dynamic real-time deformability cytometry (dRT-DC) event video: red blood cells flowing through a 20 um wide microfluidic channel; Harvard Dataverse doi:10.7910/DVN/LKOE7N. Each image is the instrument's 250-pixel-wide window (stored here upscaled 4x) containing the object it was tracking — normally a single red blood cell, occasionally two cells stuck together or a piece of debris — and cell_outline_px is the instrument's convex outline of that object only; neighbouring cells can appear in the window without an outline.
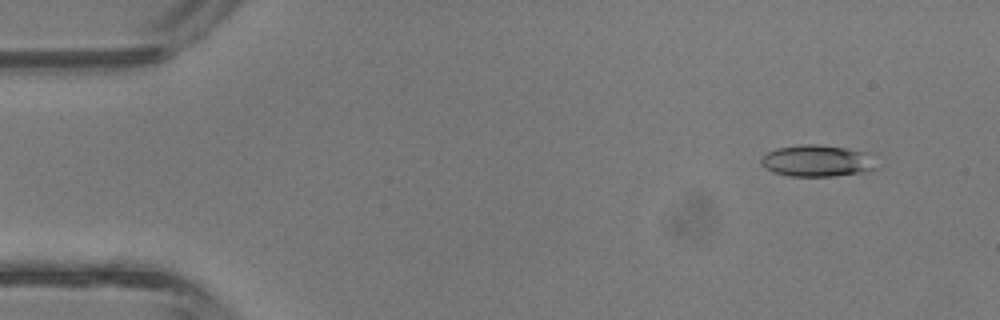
{"species": "common noctule bat (a hibernating species)", "species_latin": "Nyctalus noctula", "temperature_condition": "room temperature", "stored_images_in_passage": 42, "camera_frame_rate_fps": 3000, "um_per_image_px": 0.085, "animal": {"sex": "male", "body_mass_g": 13.3}, "frame": {"image": 1, "passage_image": 4, "time_ms": 1.0, "image_size_px": [1000, 320], "cell_outline_px": [[880, 168], [872, 172], [832, 176], [792, 176], [772, 172], [760, 164], [760, 156], [776, 148], [800, 144], [816, 144], [844, 148], [864, 152]], "centroid_in_image_um": [69.44, 13.68], "position_along_channel_um": 15.6, "area_um2": 21.44}}
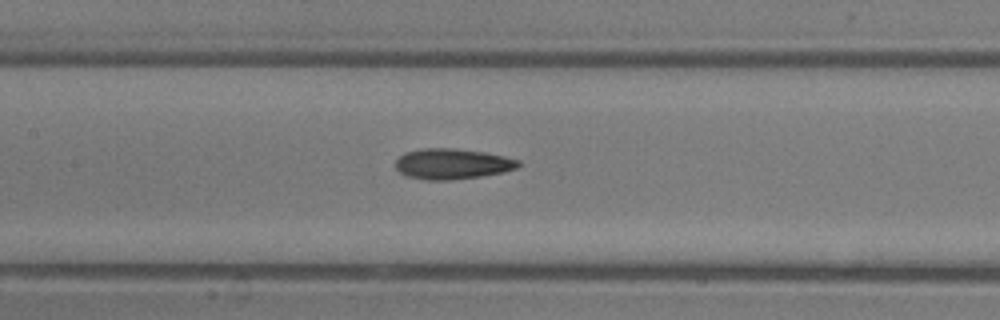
{"frame": {"image": 2, "passage_image": 20, "time_ms": 6.333, "image_size_px": [1000, 320], "cell_outline_px": [[520, 164], [516, 168], [504, 172], [480, 176], [452, 180], [424, 180], [408, 176], [400, 172], [396, 168], [396, 160], [404, 152], [424, 148], [452, 148], [484, 152], [504, 156], [520, 160]], "centroid_in_image_um": [38.44, 13.93], "position_along_channel_um": 169.0, "area_um2": 21.85}}
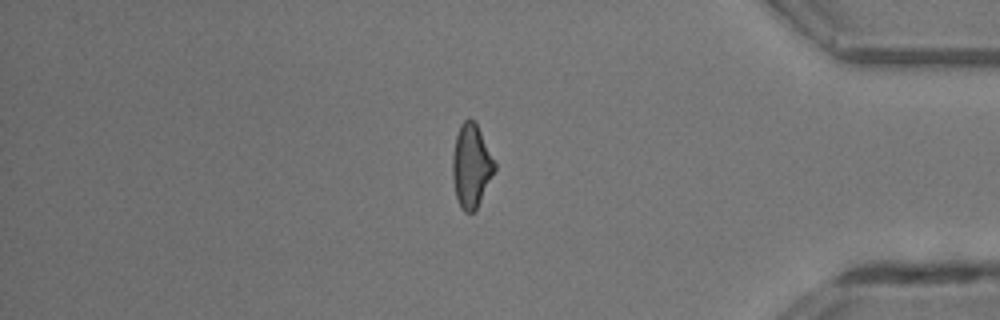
{"frame": {"image": 3, "passage_image": 36, "time_ms": 11.667, "image_size_px": [1000, 320], "cell_outline_px": [[496, 168], [476, 208], [472, 212], [464, 212], [460, 208], [456, 196], [452, 176], [452, 156], [456, 136], [460, 124], [468, 116], [476, 124], [496, 164]], "centroid_in_image_um": [40.03, 14.09], "position_along_channel_um": 395.2, "area_um2": 20.11}, "authors_computed_cell_mechanics": {"area_um2": 21.0103, "velocity_mm_per_s": 4.8345, "shape_relaxation_time_tau1_ms": 4.6962, "shape_relaxation_time_tau2_ms": 3.4221, "deformation_change_tau1": 0.1418, "deformation_change_tau2": 0.1422}}